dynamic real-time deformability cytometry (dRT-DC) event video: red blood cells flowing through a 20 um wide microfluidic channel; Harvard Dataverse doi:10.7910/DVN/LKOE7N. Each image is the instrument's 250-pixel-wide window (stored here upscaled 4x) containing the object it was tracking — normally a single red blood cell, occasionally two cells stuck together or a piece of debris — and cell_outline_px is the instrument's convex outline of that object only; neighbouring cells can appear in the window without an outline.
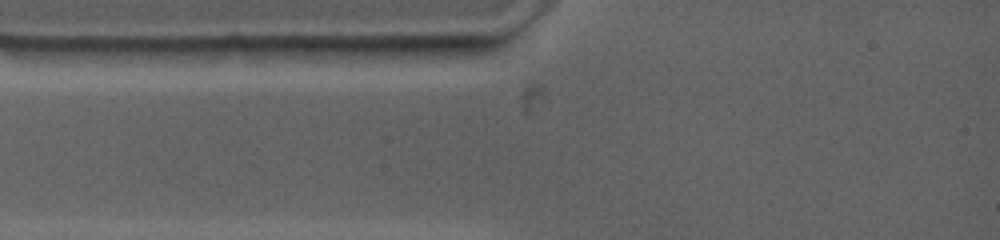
{"species": "common noctule bat (a hibernating species)", "species_latin": "Nyctalus noctula", "temperature_condition": "warm", "stored_images_in_passage": 1, "camera_frame_rate_fps": 4500, "um_per_image_px": 0.085, "animal": {"sex": "female", "body_mass_g": 19.0, "forearm_length_mm": 53.3}, "frame": {"image": 1, "passage_image": 1, "time_ms": 0.0, "image_size_px": [1000, 240], "cell_outline_px": [[252, 48], [232, 60], [152, 64], [124, 52], [116, 48], [232, 44], [240, 44]], "centroid_in_image_um": [15.9, 4.53], "position_along_channel_um": 69.1, "area_um2": 13.18}}